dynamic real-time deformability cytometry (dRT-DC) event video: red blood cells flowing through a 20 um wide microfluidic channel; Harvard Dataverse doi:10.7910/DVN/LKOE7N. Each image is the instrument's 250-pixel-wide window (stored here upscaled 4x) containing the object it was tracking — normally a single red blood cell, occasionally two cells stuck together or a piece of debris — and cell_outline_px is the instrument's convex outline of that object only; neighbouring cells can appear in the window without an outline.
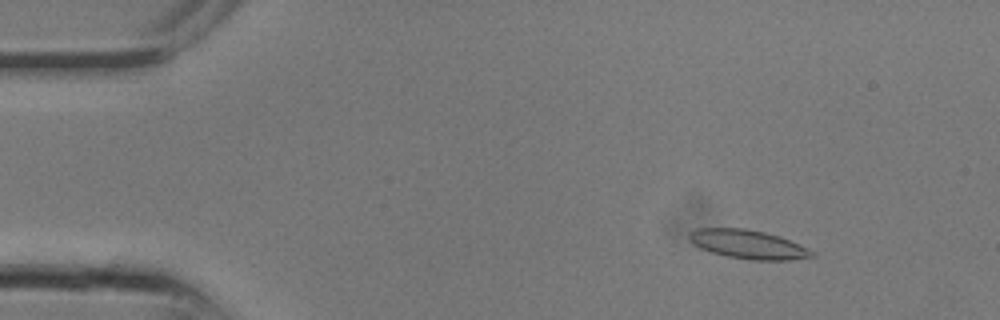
{"species": "common noctule bat (a hibernating species)", "species_latin": "Nyctalus noctula", "temperature_condition": "room temperature", "stored_images_in_passage": 8, "camera_frame_rate_fps": 3000, "um_per_image_px": 0.085, "animal": {"sex": "male", "body_mass_g": 13.3}, "frame": {"image": 1, "passage_image": 3, "time_ms": 0.667, "image_size_px": [1000, 320], "cell_outline_px": [[816, 256], [788, 260], [752, 260], [728, 256], [712, 252], [700, 248], [692, 244], [688, 240], [688, 232], [696, 228], [744, 228], [764, 232], [780, 236], [808, 248], [816, 252]], "centroid_in_image_um": [63.57, 20.76], "position_along_channel_um": 21.4, "area_um2": 20.75}}
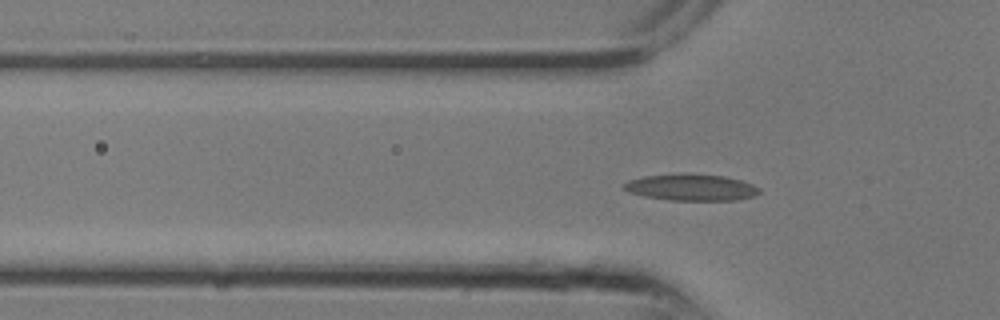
{"frame": {"image": 2, "passage_image": 8, "time_ms": 2.333, "image_size_px": [1000, 320], "cell_outline_px": [[760, 192], [752, 196], [736, 200], [668, 200], [644, 196], [628, 192], [624, 188], [624, 184], [628, 180], [644, 176], [684, 172], [688, 172], [724, 176], [740, 180], [752, 184], [760, 188]], "centroid_in_image_um": [58.73, 15.91], "position_along_channel_um": 67.1, "area_um2": 21.15}}